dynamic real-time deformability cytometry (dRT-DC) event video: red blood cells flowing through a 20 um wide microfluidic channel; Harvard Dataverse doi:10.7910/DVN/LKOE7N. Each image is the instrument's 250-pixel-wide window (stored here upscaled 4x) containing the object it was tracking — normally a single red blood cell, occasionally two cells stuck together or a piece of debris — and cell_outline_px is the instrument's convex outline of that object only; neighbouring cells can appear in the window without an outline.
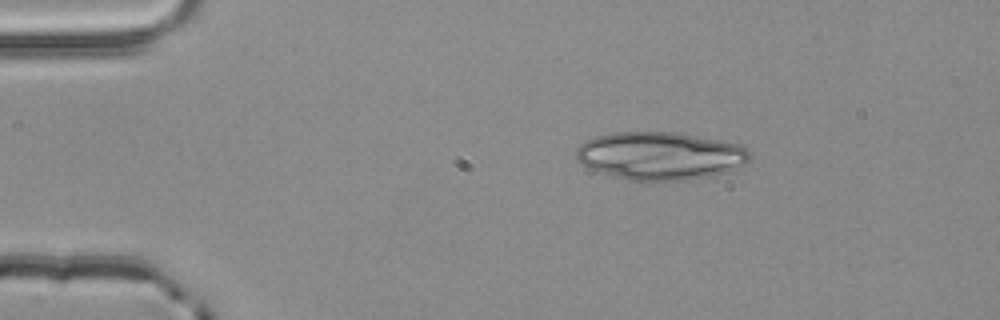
{"species": "common noctule bat (a hibernating species)", "species_latin": "Nyctalus noctula", "temperature_condition": "room temperature", "stored_images_in_passage": 2, "camera_frame_rate_fps": 3000, "um_per_image_px": 0.085, "animal": {"sex": "male", "body_mass_g": 20.4}, "frame": {"image": 1, "passage_image": 1, "time_ms": 0.0, "image_size_px": [1000, 320], "cell_outline_px": [[752, 156], [748, 164], [724, 172], [708, 176], [684, 180], [644, 184], [628, 180], [588, 168], [576, 160], [576, 148], [580, 144], [596, 136], [612, 132], [680, 132], [744, 144], [752, 152]], "centroid_in_image_um": [56.17, 13.25], "position_along_channel_um": 28.8, "area_um2": 49.77}}